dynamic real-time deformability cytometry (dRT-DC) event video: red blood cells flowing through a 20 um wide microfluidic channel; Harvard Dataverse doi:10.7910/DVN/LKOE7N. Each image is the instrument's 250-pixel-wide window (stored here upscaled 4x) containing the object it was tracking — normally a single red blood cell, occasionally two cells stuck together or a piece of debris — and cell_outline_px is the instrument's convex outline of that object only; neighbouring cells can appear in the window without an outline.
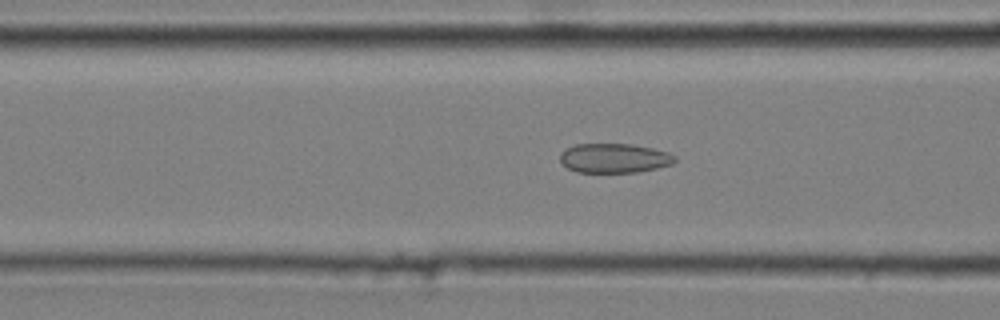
{"species": "common noctule bat (a hibernating species)", "species_latin": "Nyctalus noctula", "temperature_condition": "cold", "stored_images_in_passage": 38, "camera_frame_rate_fps": 3000, "um_per_image_px": 0.085, "animal": {"sex": "male", "body_mass_g": 20.4}, "frame": {"image": 1, "passage_image": 7, "time_ms": 2.0, "image_size_px": [1000, 320], "cell_outline_px": [[676, 160], [672, 164], [656, 168], [636, 172], [576, 172], [568, 168], [560, 160], [560, 152], [564, 148], [576, 144], [632, 144], [652, 148], [668, 152], [676, 156]], "centroid_in_image_um": [52.2, 13.43], "position_along_channel_um": 114.4, "area_um2": 19.71}}
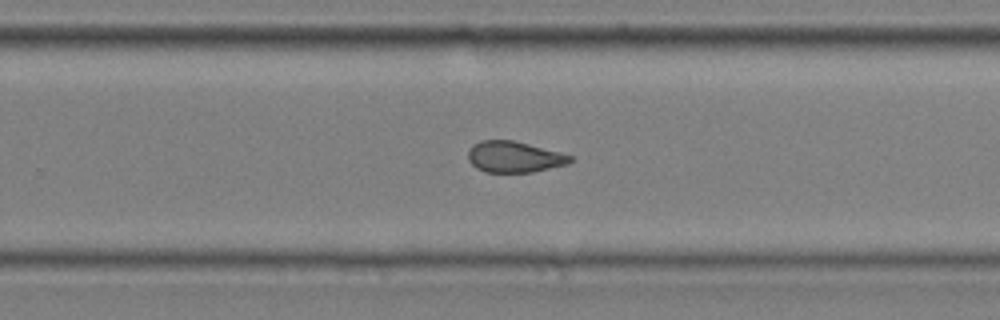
{"frame": {"image": 2, "passage_image": 21, "time_ms": 6.667, "image_size_px": [1000, 320], "cell_outline_px": [[572, 160], [568, 164], [532, 172], [484, 172], [476, 168], [468, 160], [468, 152], [472, 144], [480, 140], [512, 140], [560, 152], [572, 156]], "centroid_in_image_um": [43.68, 13.33], "position_along_channel_um": 286.1, "area_um2": 18.5}}
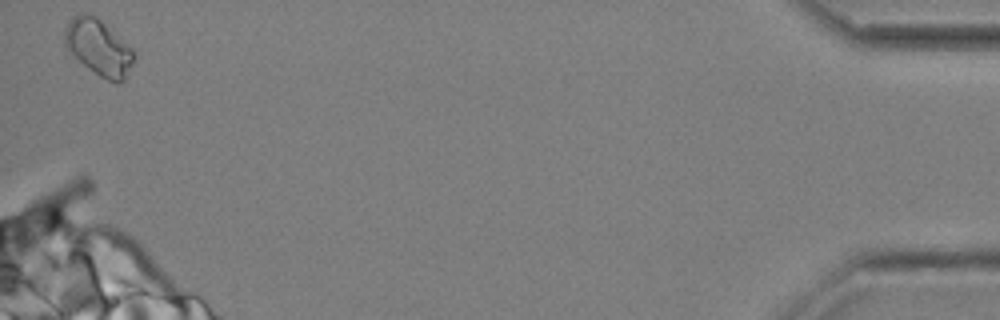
{"frame": {"image": 3, "passage_image": 38, "time_ms": 12.333, "image_size_px": [1000, 320], "cell_outline_px": [[136, 56], [128, 76], [120, 84], [116, 84], [100, 76], [88, 68], [68, 52], [64, 44], [64, 28], [76, 16], [96, 16], [132, 48]], "centroid_in_image_um": [8.42, 4.11], "position_along_channel_um": 426.8, "area_um2": 22.37}, "authors_computed_cell_mechanics": {"area_um2": 19.1318, "velocity_mm_per_s": 3.6842, "shape_relaxation_time_tau1_ms": null, "shape_relaxation_time_tau2_ms": 2.1577, "deformation_change_tau1": null, "deformation_change_tau2": 0.0763}}